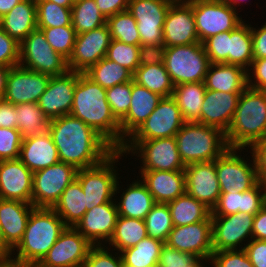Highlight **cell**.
<instances>
[{"label":"cell","instance_id":"1","mask_svg":"<svg viewBox=\"0 0 266 267\" xmlns=\"http://www.w3.org/2000/svg\"><path fill=\"white\" fill-rule=\"evenodd\" d=\"M48 132L57 147L60 162L77 170L98 165L115 151L89 125L71 115L50 120Z\"/></svg>","mask_w":266,"mask_h":267},{"label":"cell","instance_id":"2","mask_svg":"<svg viewBox=\"0 0 266 267\" xmlns=\"http://www.w3.org/2000/svg\"><path fill=\"white\" fill-rule=\"evenodd\" d=\"M70 115L89 125L115 150H121L120 122L112 114L106 89L85 73L78 72Z\"/></svg>","mask_w":266,"mask_h":267},{"label":"cell","instance_id":"3","mask_svg":"<svg viewBox=\"0 0 266 267\" xmlns=\"http://www.w3.org/2000/svg\"><path fill=\"white\" fill-rule=\"evenodd\" d=\"M66 227L52 208L35 207L27 221L22 240L12 250L8 260L20 267L38 264Z\"/></svg>","mask_w":266,"mask_h":267},{"label":"cell","instance_id":"4","mask_svg":"<svg viewBox=\"0 0 266 267\" xmlns=\"http://www.w3.org/2000/svg\"><path fill=\"white\" fill-rule=\"evenodd\" d=\"M225 136L229 148L244 150H249L257 141L266 139V91L247 87L240 94L232 123Z\"/></svg>","mask_w":266,"mask_h":267},{"label":"cell","instance_id":"5","mask_svg":"<svg viewBox=\"0 0 266 267\" xmlns=\"http://www.w3.org/2000/svg\"><path fill=\"white\" fill-rule=\"evenodd\" d=\"M175 139L185 166L214 161L229 148L222 130L197 122H185Z\"/></svg>","mask_w":266,"mask_h":267},{"label":"cell","instance_id":"6","mask_svg":"<svg viewBox=\"0 0 266 267\" xmlns=\"http://www.w3.org/2000/svg\"><path fill=\"white\" fill-rule=\"evenodd\" d=\"M122 156L124 157L121 150H115L98 165L77 171L76 179L85 194L87 210L119 199L116 195L120 193V189H124L119 185L120 177L118 170L114 169L117 166L114 165Z\"/></svg>","mask_w":266,"mask_h":267},{"label":"cell","instance_id":"7","mask_svg":"<svg viewBox=\"0 0 266 267\" xmlns=\"http://www.w3.org/2000/svg\"><path fill=\"white\" fill-rule=\"evenodd\" d=\"M164 65L172 83L176 86L183 83L204 82L210 61L200 42L166 47Z\"/></svg>","mask_w":266,"mask_h":267},{"label":"cell","instance_id":"8","mask_svg":"<svg viewBox=\"0 0 266 267\" xmlns=\"http://www.w3.org/2000/svg\"><path fill=\"white\" fill-rule=\"evenodd\" d=\"M121 151L141 159L140 170H184L175 137L151 140H126ZM136 154V155H135Z\"/></svg>","mask_w":266,"mask_h":267},{"label":"cell","instance_id":"9","mask_svg":"<svg viewBox=\"0 0 266 267\" xmlns=\"http://www.w3.org/2000/svg\"><path fill=\"white\" fill-rule=\"evenodd\" d=\"M19 65L50 76L69 71L67 59L55 52L39 29L29 33L20 43Z\"/></svg>","mask_w":266,"mask_h":267},{"label":"cell","instance_id":"10","mask_svg":"<svg viewBox=\"0 0 266 267\" xmlns=\"http://www.w3.org/2000/svg\"><path fill=\"white\" fill-rule=\"evenodd\" d=\"M199 42L225 31H233L244 22L238 11L222 0H192Z\"/></svg>","mask_w":266,"mask_h":267},{"label":"cell","instance_id":"11","mask_svg":"<svg viewBox=\"0 0 266 267\" xmlns=\"http://www.w3.org/2000/svg\"><path fill=\"white\" fill-rule=\"evenodd\" d=\"M241 151H243V148H228L215 160V168L221 191L236 189L244 192L260 181L256 160L251 149L249 152L252 154L251 160L253 161L250 160V163L248 157L246 161L240 155Z\"/></svg>","mask_w":266,"mask_h":267},{"label":"cell","instance_id":"12","mask_svg":"<svg viewBox=\"0 0 266 267\" xmlns=\"http://www.w3.org/2000/svg\"><path fill=\"white\" fill-rule=\"evenodd\" d=\"M77 169L58 162L33 172L31 204L34 207L52 208L67 186L76 179Z\"/></svg>","mask_w":266,"mask_h":267},{"label":"cell","instance_id":"13","mask_svg":"<svg viewBox=\"0 0 266 267\" xmlns=\"http://www.w3.org/2000/svg\"><path fill=\"white\" fill-rule=\"evenodd\" d=\"M175 0H129L128 11L137 22L141 46L162 45L163 25Z\"/></svg>","mask_w":266,"mask_h":267},{"label":"cell","instance_id":"14","mask_svg":"<svg viewBox=\"0 0 266 267\" xmlns=\"http://www.w3.org/2000/svg\"><path fill=\"white\" fill-rule=\"evenodd\" d=\"M254 217L255 215L242 212L211 215L213 251L244 249L246 241L248 243L252 239Z\"/></svg>","mask_w":266,"mask_h":267},{"label":"cell","instance_id":"15","mask_svg":"<svg viewBox=\"0 0 266 267\" xmlns=\"http://www.w3.org/2000/svg\"><path fill=\"white\" fill-rule=\"evenodd\" d=\"M185 122L175 99L172 96L163 97L156 109L127 140L175 137Z\"/></svg>","mask_w":266,"mask_h":267},{"label":"cell","instance_id":"16","mask_svg":"<svg viewBox=\"0 0 266 267\" xmlns=\"http://www.w3.org/2000/svg\"><path fill=\"white\" fill-rule=\"evenodd\" d=\"M92 246L74 227H66L38 265L41 267H83Z\"/></svg>","mask_w":266,"mask_h":267},{"label":"cell","instance_id":"17","mask_svg":"<svg viewBox=\"0 0 266 267\" xmlns=\"http://www.w3.org/2000/svg\"><path fill=\"white\" fill-rule=\"evenodd\" d=\"M111 40L107 23L91 31L77 34L72 54L67 60L69 71L85 73L106 56Z\"/></svg>","mask_w":266,"mask_h":267},{"label":"cell","instance_id":"18","mask_svg":"<svg viewBox=\"0 0 266 267\" xmlns=\"http://www.w3.org/2000/svg\"><path fill=\"white\" fill-rule=\"evenodd\" d=\"M165 244L180 252L192 254L198 260L208 263L214 252L212 248V221L173 226Z\"/></svg>","mask_w":266,"mask_h":267},{"label":"cell","instance_id":"19","mask_svg":"<svg viewBox=\"0 0 266 267\" xmlns=\"http://www.w3.org/2000/svg\"><path fill=\"white\" fill-rule=\"evenodd\" d=\"M51 76L23 68L11 67L3 99L11 104L37 103L47 89Z\"/></svg>","mask_w":266,"mask_h":267},{"label":"cell","instance_id":"20","mask_svg":"<svg viewBox=\"0 0 266 267\" xmlns=\"http://www.w3.org/2000/svg\"><path fill=\"white\" fill-rule=\"evenodd\" d=\"M200 43L192 9V0H175L163 25V45L172 47Z\"/></svg>","mask_w":266,"mask_h":267},{"label":"cell","instance_id":"21","mask_svg":"<svg viewBox=\"0 0 266 267\" xmlns=\"http://www.w3.org/2000/svg\"><path fill=\"white\" fill-rule=\"evenodd\" d=\"M77 80L78 72L74 71L51 76L47 89L37 102L49 120L70 115Z\"/></svg>","mask_w":266,"mask_h":267},{"label":"cell","instance_id":"22","mask_svg":"<svg viewBox=\"0 0 266 267\" xmlns=\"http://www.w3.org/2000/svg\"><path fill=\"white\" fill-rule=\"evenodd\" d=\"M184 172L186 193L212 210L221 194L215 160L191 163L185 166Z\"/></svg>","mask_w":266,"mask_h":267},{"label":"cell","instance_id":"23","mask_svg":"<svg viewBox=\"0 0 266 267\" xmlns=\"http://www.w3.org/2000/svg\"><path fill=\"white\" fill-rule=\"evenodd\" d=\"M118 209L115 201H110L87 210L74 228L92 245H105L113 235Z\"/></svg>","mask_w":266,"mask_h":267},{"label":"cell","instance_id":"24","mask_svg":"<svg viewBox=\"0 0 266 267\" xmlns=\"http://www.w3.org/2000/svg\"><path fill=\"white\" fill-rule=\"evenodd\" d=\"M33 172L20 159L0 161V199L31 203Z\"/></svg>","mask_w":266,"mask_h":267},{"label":"cell","instance_id":"25","mask_svg":"<svg viewBox=\"0 0 266 267\" xmlns=\"http://www.w3.org/2000/svg\"><path fill=\"white\" fill-rule=\"evenodd\" d=\"M241 93L206 90L197 123L219 128L227 132L232 123Z\"/></svg>","mask_w":266,"mask_h":267},{"label":"cell","instance_id":"26","mask_svg":"<svg viewBox=\"0 0 266 267\" xmlns=\"http://www.w3.org/2000/svg\"><path fill=\"white\" fill-rule=\"evenodd\" d=\"M163 97L132 80L131 104L127 114L119 121L121 127V148L125 141L156 109Z\"/></svg>","mask_w":266,"mask_h":267},{"label":"cell","instance_id":"27","mask_svg":"<svg viewBox=\"0 0 266 267\" xmlns=\"http://www.w3.org/2000/svg\"><path fill=\"white\" fill-rule=\"evenodd\" d=\"M265 204L266 186L259 181L255 186L244 192L236 189L221 191L211 215H231L237 212L255 215Z\"/></svg>","mask_w":266,"mask_h":267},{"label":"cell","instance_id":"28","mask_svg":"<svg viewBox=\"0 0 266 267\" xmlns=\"http://www.w3.org/2000/svg\"><path fill=\"white\" fill-rule=\"evenodd\" d=\"M140 174L156 203H168L186 192L184 170H140Z\"/></svg>","mask_w":266,"mask_h":267},{"label":"cell","instance_id":"29","mask_svg":"<svg viewBox=\"0 0 266 267\" xmlns=\"http://www.w3.org/2000/svg\"><path fill=\"white\" fill-rule=\"evenodd\" d=\"M35 207L18 200L0 199V225L4 243L13 250L22 240L26 224Z\"/></svg>","mask_w":266,"mask_h":267},{"label":"cell","instance_id":"30","mask_svg":"<svg viewBox=\"0 0 266 267\" xmlns=\"http://www.w3.org/2000/svg\"><path fill=\"white\" fill-rule=\"evenodd\" d=\"M19 159L31 172L60 162L57 147L48 131L24 138Z\"/></svg>","mask_w":266,"mask_h":267},{"label":"cell","instance_id":"31","mask_svg":"<svg viewBox=\"0 0 266 267\" xmlns=\"http://www.w3.org/2000/svg\"><path fill=\"white\" fill-rule=\"evenodd\" d=\"M204 83L206 90L242 93L247 88V71L237 65L210 63Z\"/></svg>","mask_w":266,"mask_h":267},{"label":"cell","instance_id":"32","mask_svg":"<svg viewBox=\"0 0 266 267\" xmlns=\"http://www.w3.org/2000/svg\"><path fill=\"white\" fill-rule=\"evenodd\" d=\"M1 28L21 43L37 29V6L35 2L21 0L9 13L0 18Z\"/></svg>","mask_w":266,"mask_h":267},{"label":"cell","instance_id":"33","mask_svg":"<svg viewBox=\"0 0 266 267\" xmlns=\"http://www.w3.org/2000/svg\"><path fill=\"white\" fill-rule=\"evenodd\" d=\"M120 199L119 202L115 200L119 216L142 220L156 204L152 194L140 179L127 184Z\"/></svg>","mask_w":266,"mask_h":267},{"label":"cell","instance_id":"34","mask_svg":"<svg viewBox=\"0 0 266 267\" xmlns=\"http://www.w3.org/2000/svg\"><path fill=\"white\" fill-rule=\"evenodd\" d=\"M85 194L80 182L74 179L61 194L52 209L67 227H74L87 211Z\"/></svg>","mask_w":266,"mask_h":267},{"label":"cell","instance_id":"35","mask_svg":"<svg viewBox=\"0 0 266 267\" xmlns=\"http://www.w3.org/2000/svg\"><path fill=\"white\" fill-rule=\"evenodd\" d=\"M167 204L173 226L189 225L200 221H212V210L186 192Z\"/></svg>","mask_w":266,"mask_h":267},{"label":"cell","instance_id":"36","mask_svg":"<svg viewBox=\"0 0 266 267\" xmlns=\"http://www.w3.org/2000/svg\"><path fill=\"white\" fill-rule=\"evenodd\" d=\"M205 93L204 82L183 83L174 86L172 97L186 122H196L200 118Z\"/></svg>","mask_w":266,"mask_h":267},{"label":"cell","instance_id":"37","mask_svg":"<svg viewBox=\"0 0 266 267\" xmlns=\"http://www.w3.org/2000/svg\"><path fill=\"white\" fill-rule=\"evenodd\" d=\"M147 230L142 219L118 216L115 229L108 244L119 253L134 247L140 240L146 238Z\"/></svg>","mask_w":266,"mask_h":267},{"label":"cell","instance_id":"38","mask_svg":"<svg viewBox=\"0 0 266 267\" xmlns=\"http://www.w3.org/2000/svg\"><path fill=\"white\" fill-rule=\"evenodd\" d=\"M165 243L146 237L134 247L120 252L124 267H157Z\"/></svg>","mask_w":266,"mask_h":267},{"label":"cell","instance_id":"39","mask_svg":"<svg viewBox=\"0 0 266 267\" xmlns=\"http://www.w3.org/2000/svg\"><path fill=\"white\" fill-rule=\"evenodd\" d=\"M252 61L251 24L249 25L244 21L236 29L230 31L229 64L240 66L247 71Z\"/></svg>","mask_w":266,"mask_h":267},{"label":"cell","instance_id":"40","mask_svg":"<svg viewBox=\"0 0 266 267\" xmlns=\"http://www.w3.org/2000/svg\"><path fill=\"white\" fill-rule=\"evenodd\" d=\"M133 80L162 97H169L173 94L174 84L164 64L139 66L133 74Z\"/></svg>","mask_w":266,"mask_h":267},{"label":"cell","instance_id":"41","mask_svg":"<svg viewBox=\"0 0 266 267\" xmlns=\"http://www.w3.org/2000/svg\"><path fill=\"white\" fill-rule=\"evenodd\" d=\"M14 106L17 129L23 139L48 131L50 120L43 114L38 103H22Z\"/></svg>","mask_w":266,"mask_h":267},{"label":"cell","instance_id":"42","mask_svg":"<svg viewBox=\"0 0 266 267\" xmlns=\"http://www.w3.org/2000/svg\"><path fill=\"white\" fill-rule=\"evenodd\" d=\"M85 74L105 89L133 80V74L129 70L105 57L91 66Z\"/></svg>","mask_w":266,"mask_h":267},{"label":"cell","instance_id":"43","mask_svg":"<svg viewBox=\"0 0 266 267\" xmlns=\"http://www.w3.org/2000/svg\"><path fill=\"white\" fill-rule=\"evenodd\" d=\"M72 26L77 34L105 25L107 18L99 11L95 0L76 2L71 8Z\"/></svg>","mask_w":266,"mask_h":267},{"label":"cell","instance_id":"44","mask_svg":"<svg viewBox=\"0 0 266 267\" xmlns=\"http://www.w3.org/2000/svg\"><path fill=\"white\" fill-rule=\"evenodd\" d=\"M111 38L129 45L141 46L137 22L126 10L107 18Z\"/></svg>","mask_w":266,"mask_h":267},{"label":"cell","instance_id":"45","mask_svg":"<svg viewBox=\"0 0 266 267\" xmlns=\"http://www.w3.org/2000/svg\"><path fill=\"white\" fill-rule=\"evenodd\" d=\"M147 235L166 243L173 229L172 218L167 203H156L144 219Z\"/></svg>","mask_w":266,"mask_h":267},{"label":"cell","instance_id":"46","mask_svg":"<svg viewBox=\"0 0 266 267\" xmlns=\"http://www.w3.org/2000/svg\"><path fill=\"white\" fill-rule=\"evenodd\" d=\"M37 29L62 27L72 24L71 8L62 7L48 0H38Z\"/></svg>","mask_w":266,"mask_h":267},{"label":"cell","instance_id":"47","mask_svg":"<svg viewBox=\"0 0 266 267\" xmlns=\"http://www.w3.org/2000/svg\"><path fill=\"white\" fill-rule=\"evenodd\" d=\"M45 35L47 42L55 50L67 60L72 54L76 41L77 33L72 24L62 27H49L39 29Z\"/></svg>","mask_w":266,"mask_h":267},{"label":"cell","instance_id":"48","mask_svg":"<svg viewBox=\"0 0 266 267\" xmlns=\"http://www.w3.org/2000/svg\"><path fill=\"white\" fill-rule=\"evenodd\" d=\"M141 46L129 45L112 39L105 58L116 62L132 74L139 67V50Z\"/></svg>","mask_w":266,"mask_h":267},{"label":"cell","instance_id":"49","mask_svg":"<svg viewBox=\"0 0 266 267\" xmlns=\"http://www.w3.org/2000/svg\"><path fill=\"white\" fill-rule=\"evenodd\" d=\"M132 81L106 89L107 102L112 114L120 121L128 112L131 104Z\"/></svg>","mask_w":266,"mask_h":267},{"label":"cell","instance_id":"50","mask_svg":"<svg viewBox=\"0 0 266 267\" xmlns=\"http://www.w3.org/2000/svg\"><path fill=\"white\" fill-rule=\"evenodd\" d=\"M230 31L218 33L207 38L202 44L210 63L229 64Z\"/></svg>","mask_w":266,"mask_h":267},{"label":"cell","instance_id":"51","mask_svg":"<svg viewBox=\"0 0 266 267\" xmlns=\"http://www.w3.org/2000/svg\"><path fill=\"white\" fill-rule=\"evenodd\" d=\"M105 245H93L85 259L83 267H124L121 254ZM113 253V254H112Z\"/></svg>","mask_w":266,"mask_h":267},{"label":"cell","instance_id":"52","mask_svg":"<svg viewBox=\"0 0 266 267\" xmlns=\"http://www.w3.org/2000/svg\"><path fill=\"white\" fill-rule=\"evenodd\" d=\"M22 141L18 129L0 127V161L19 159Z\"/></svg>","mask_w":266,"mask_h":267},{"label":"cell","instance_id":"53","mask_svg":"<svg viewBox=\"0 0 266 267\" xmlns=\"http://www.w3.org/2000/svg\"><path fill=\"white\" fill-rule=\"evenodd\" d=\"M209 263L212 267H254L244 249L214 251Z\"/></svg>","mask_w":266,"mask_h":267},{"label":"cell","instance_id":"54","mask_svg":"<svg viewBox=\"0 0 266 267\" xmlns=\"http://www.w3.org/2000/svg\"><path fill=\"white\" fill-rule=\"evenodd\" d=\"M197 261L194 255L180 252L164 244L157 267H192Z\"/></svg>","mask_w":266,"mask_h":267},{"label":"cell","instance_id":"55","mask_svg":"<svg viewBox=\"0 0 266 267\" xmlns=\"http://www.w3.org/2000/svg\"><path fill=\"white\" fill-rule=\"evenodd\" d=\"M20 43L0 26V65L8 68L19 65Z\"/></svg>","mask_w":266,"mask_h":267},{"label":"cell","instance_id":"56","mask_svg":"<svg viewBox=\"0 0 266 267\" xmlns=\"http://www.w3.org/2000/svg\"><path fill=\"white\" fill-rule=\"evenodd\" d=\"M249 68L247 70V87L266 91V58L253 59Z\"/></svg>","mask_w":266,"mask_h":267},{"label":"cell","instance_id":"57","mask_svg":"<svg viewBox=\"0 0 266 267\" xmlns=\"http://www.w3.org/2000/svg\"><path fill=\"white\" fill-rule=\"evenodd\" d=\"M166 47L162 45H145L139 50V66L164 64Z\"/></svg>","mask_w":266,"mask_h":267},{"label":"cell","instance_id":"58","mask_svg":"<svg viewBox=\"0 0 266 267\" xmlns=\"http://www.w3.org/2000/svg\"><path fill=\"white\" fill-rule=\"evenodd\" d=\"M244 250L254 267H266V240L251 239Z\"/></svg>","mask_w":266,"mask_h":267},{"label":"cell","instance_id":"59","mask_svg":"<svg viewBox=\"0 0 266 267\" xmlns=\"http://www.w3.org/2000/svg\"><path fill=\"white\" fill-rule=\"evenodd\" d=\"M253 59L266 58V22L258 30L251 25Z\"/></svg>","mask_w":266,"mask_h":267},{"label":"cell","instance_id":"60","mask_svg":"<svg viewBox=\"0 0 266 267\" xmlns=\"http://www.w3.org/2000/svg\"><path fill=\"white\" fill-rule=\"evenodd\" d=\"M250 149L256 160L259 180L266 186V139L257 141Z\"/></svg>","mask_w":266,"mask_h":267},{"label":"cell","instance_id":"61","mask_svg":"<svg viewBox=\"0 0 266 267\" xmlns=\"http://www.w3.org/2000/svg\"><path fill=\"white\" fill-rule=\"evenodd\" d=\"M129 0H95L99 11L106 17H110L117 13L128 9Z\"/></svg>","mask_w":266,"mask_h":267},{"label":"cell","instance_id":"62","mask_svg":"<svg viewBox=\"0 0 266 267\" xmlns=\"http://www.w3.org/2000/svg\"><path fill=\"white\" fill-rule=\"evenodd\" d=\"M0 127L17 129L15 106L4 99L0 100Z\"/></svg>","mask_w":266,"mask_h":267},{"label":"cell","instance_id":"63","mask_svg":"<svg viewBox=\"0 0 266 267\" xmlns=\"http://www.w3.org/2000/svg\"><path fill=\"white\" fill-rule=\"evenodd\" d=\"M252 239L266 240V204L255 214L252 225Z\"/></svg>","mask_w":266,"mask_h":267},{"label":"cell","instance_id":"64","mask_svg":"<svg viewBox=\"0 0 266 267\" xmlns=\"http://www.w3.org/2000/svg\"><path fill=\"white\" fill-rule=\"evenodd\" d=\"M20 1L21 0H0V18L9 13Z\"/></svg>","mask_w":266,"mask_h":267},{"label":"cell","instance_id":"65","mask_svg":"<svg viewBox=\"0 0 266 267\" xmlns=\"http://www.w3.org/2000/svg\"><path fill=\"white\" fill-rule=\"evenodd\" d=\"M9 69L10 68L8 67L0 65V100L3 99L4 93H5Z\"/></svg>","mask_w":266,"mask_h":267},{"label":"cell","instance_id":"66","mask_svg":"<svg viewBox=\"0 0 266 267\" xmlns=\"http://www.w3.org/2000/svg\"><path fill=\"white\" fill-rule=\"evenodd\" d=\"M12 250L4 243L3 234L0 225V260H8Z\"/></svg>","mask_w":266,"mask_h":267},{"label":"cell","instance_id":"67","mask_svg":"<svg viewBox=\"0 0 266 267\" xmlns=\"http://www.w3.org/2000/svg\"><path fill=\"white\" fill-rule=\"evenodd\" d=\"M48 1L54 2L58 4L59 6L67 7V8H72V5H73L71 0H48Z\"/></svg>","mask_w":266,"mask_h":267},{"label":"cell","instance_id":"68","mask_svg":"<svg viewBox=\"0 0 266 267\" xmlns=\"http://www.w3.org/2000/svg\"><path fill=\"white\" fill-rule=\"evenodd\" d=\"M0 267H20V266L9 260H0Z\"/></svg>","mask_w":266,"mask_h":267},{"label":"cell","instance_id":"69","mask_svg":"<svg viewBox=\"0 0 266 267\" xmlns=\"http://www.w3.org/2000/svg\"><path fill=\"white\" fill-rule=\"evenodd\" d=\"M223 2L227 3L228 5H231L234 9L238 7L242 1V3L245 1L243 0H222ZM238 5V6H237Z\"/></svg>","mask_w":266,"mask_h":267},{"label":"cell","instance_id":"70","mask_svg":"<svg viewBox=\"0 0 266 267\" xmlns=\"http://www.w3.org/2000/svg\"><path fill=\"white\" fill-rule=\"evenodd\" d=\"M203 262L204 261L202 260H198L192 267H205V264Z\"/></svg>","mask_w":266,"mask_h":267},{"label":"cell","instance_id":"71","mask_svg":"<svg viewBox=\"0 0 266 267\" xmlns=\"http://www.w3.org/2000/svg\"><path fill=\"white\" fill-rule=\"evenodd\" d=\"M24 267H41V266H39L38 264H31V265H27V266H24Z\"/></svg>","mask_w":266,"mask_h":267},{"label":"cell","instance_id":"72","mask_svg":"<svg viewBox=\"0 0 266 267\" xmlns=\"http://www.w3.org/2000/svg\"><path fill=\"white\" fill-rule=\"evenodd\" d=\"M79 1H82V0H71V2L74 4L76 2H79Z\"/></svg>","mask_w":266,"mask_h":267},{"label":"cell","instance_id":"73","mask_svg":"<svg viewBox=\"0 0 266 267\" xmlns=\"http://www.w3.org/2000/svg\"><path fill=\"white\" fill-rule=\"evenodd\" d=\"M28 1H32V2H35L36 3L38 0H28Z\"/></svg>","mask_w":266,"mask_h":267}]
</instances>
